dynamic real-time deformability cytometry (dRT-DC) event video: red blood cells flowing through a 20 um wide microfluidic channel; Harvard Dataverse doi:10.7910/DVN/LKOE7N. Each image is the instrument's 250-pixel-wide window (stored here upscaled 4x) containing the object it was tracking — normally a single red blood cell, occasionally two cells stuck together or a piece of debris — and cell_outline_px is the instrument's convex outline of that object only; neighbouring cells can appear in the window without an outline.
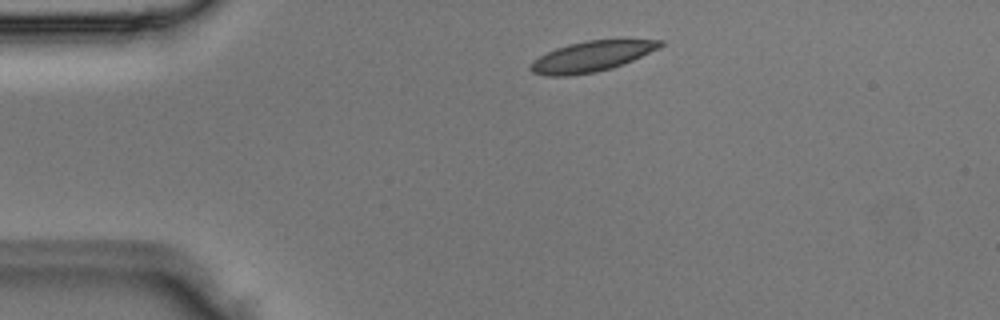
{"species": "Egyptian fruit bat (a non-hibernating species)", "species_latin": "Rousettus aegyptiacus", "temperature_condition": "room temperature", "stored_images_in_passage": 2, "camera_frame_rate_fps": 3000, "um_per_image_px": 0.085, "animal": {"sex": "male"}, "frame": {"image": 1, "passage_image": 1, "time_ms": 0.0, "image_size_px": [1000, 320], "cell_outline_px": [[664, 44], [632, 60], [612, 68], [596, 72], [568, 76], [544, 76], [532, 72], [528, 68], [528, 64], [532, 60], [556, 48], [568, 44], [588, 40], [664, 40]], "centroid_in_image_um": [50.18, 4.81], "position_along_channel_um": 34.8, "area_um2": 22.77}}